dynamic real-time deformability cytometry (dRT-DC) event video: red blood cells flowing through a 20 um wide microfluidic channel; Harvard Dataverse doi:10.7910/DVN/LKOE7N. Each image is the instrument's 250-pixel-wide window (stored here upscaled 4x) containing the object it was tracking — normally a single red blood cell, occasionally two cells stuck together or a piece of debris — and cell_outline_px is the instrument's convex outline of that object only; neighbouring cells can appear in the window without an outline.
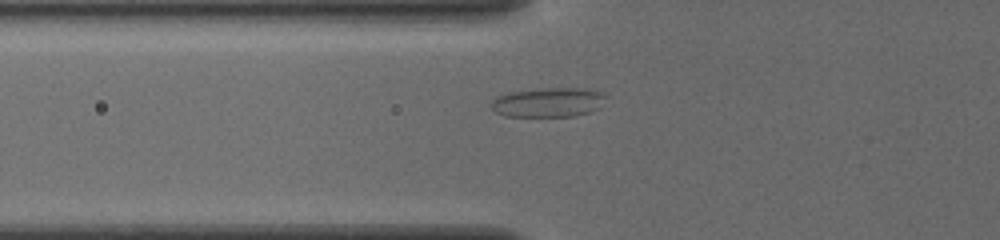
{"species": "common noctule bat (a hibernating species)", "species_latin": "Nyctalus noctula", "temperature_condition": "cold", "stored_images_in_passage": 34, "segment_of_instrument_passage": [1, 2], "camera_frame_rate_fps": 3000, "um_per_image_px": 0.085, "animal": {"sex": "female", "body_mass_g": 19.5, "forearm_length_mm": 54.1}, "frame": {"image": 1, "passage_image": 2, "time_ms": 0.333, "image_size_px": [1000, 240], "cell_outline_px": [[608, 96], [600, 108], [592, 112], [576, 116], [504, 116], [496, 112], [492, 108], [492, 100], [496, 96], [512, 92], [544, 88], [584, 88], [600, 92]], "centroid_in_image_um": [46.66, 8.7], "position_along_channel_um": 79.1, "area_um2": 19.77}}
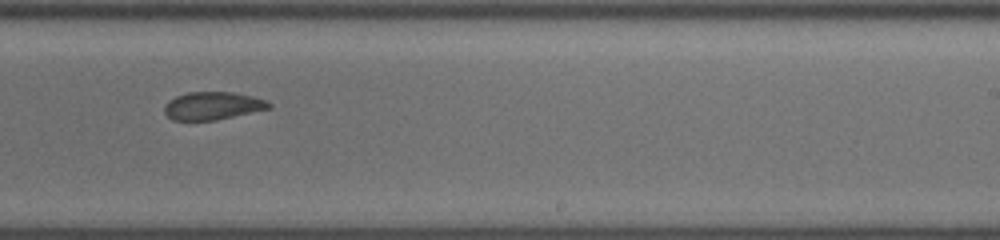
{"frame": {"image": 2, "passage_image": 17, "time_ms": 5.333, "image_size_px": [1000, 240], "cell_outline_px": [[272, 108], [216, 120], [172, 120], [164, 112], [164, 104], [168, 100], [176, 96], [188, 92], [232, 92], [252, 96], [268, 100], [272, 104]], "centroid_in_image_um": [18.09, 8.99], "position_along_channel_um": 270.9, "area_um2": 17.11}}
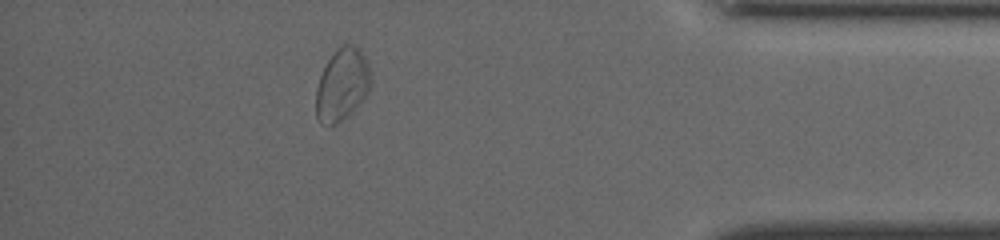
{"frame": {"image": 3, "passage_image": 30, "time_ms": 9.667, "image_size_px": [1000, 240], "cell_outline_px": [[372, 80], [364, 96], [336, 124], [328, 124], [320, 120], [316, 116], [316, 88], [320, 76], [332, 52], [336, 48], [344, 44], [352, 44], [364, 56], [368, 64]], "centroid_in_image_um": [29.05, 7.12], "position_along_channel_um": 406.1, "area_um2": 22.25}}